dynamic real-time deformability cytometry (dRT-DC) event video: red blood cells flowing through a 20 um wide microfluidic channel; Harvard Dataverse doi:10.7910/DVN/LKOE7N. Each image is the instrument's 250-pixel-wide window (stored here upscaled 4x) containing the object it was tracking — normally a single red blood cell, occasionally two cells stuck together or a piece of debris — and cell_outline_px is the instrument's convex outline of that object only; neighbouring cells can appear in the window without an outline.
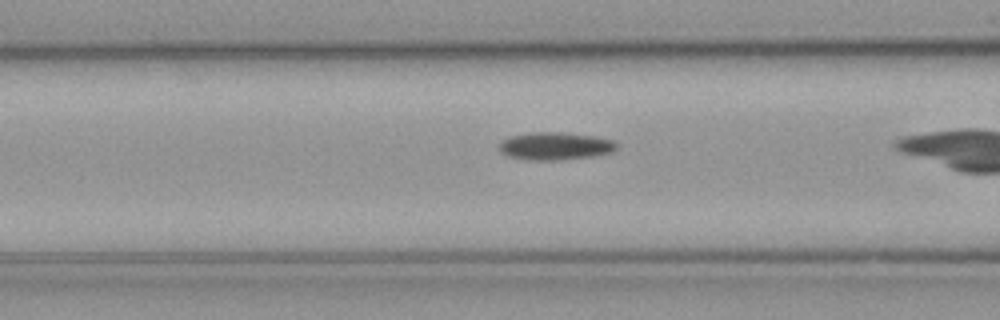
{"species": "common noctule bat (a hibernating species)", "species_latin": "Nyctalus noctula", "temperature_condition": "cold", "stored_images_in_passage": 17, "camera_frame_rate_fps": 3000, "um_per_image_px": 0.085, "animal": {"sex": "male", "body_mass_g": 23.1, "forearm_length_mm": 52.7}, "frame": {"image": 1, "passage_image": 15, "time_ms": 4.667, "image_size_px": [1000, 320], "cell_outline_px": [[616, 148], [612, 152], [592, 156], [552, 160], [532, 160], [508, 156], [500, 152], [500, 144], [508, 136], [532, 132], [560, 132], [596, 136], [612, 140], [616, 144]], "centroid_in_image_um": [47.17, 12.4], "position_along_channel_um": 119.4, "area_um2": 18.73}}